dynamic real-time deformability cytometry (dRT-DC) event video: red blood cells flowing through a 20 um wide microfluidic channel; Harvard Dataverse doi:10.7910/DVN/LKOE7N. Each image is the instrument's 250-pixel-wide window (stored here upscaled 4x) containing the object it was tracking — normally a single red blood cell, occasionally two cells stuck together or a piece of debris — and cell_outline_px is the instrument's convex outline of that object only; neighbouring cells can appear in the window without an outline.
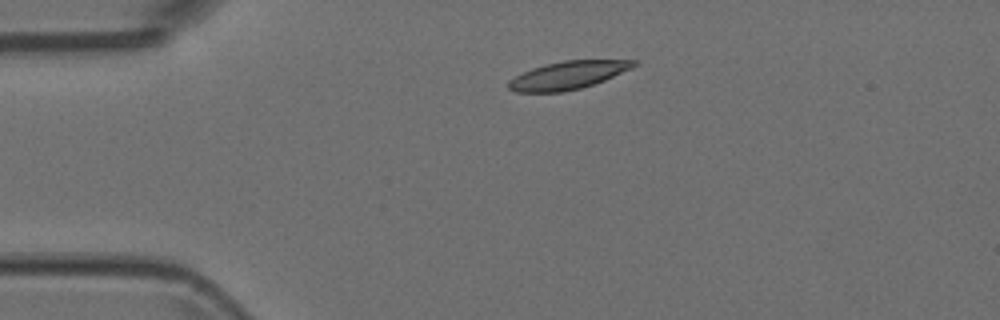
{"species": "Egyptian fruit bat (a non-hibernating species)", "species_latin": "Rousettus aegyptiacus", "temperature_condition": "room temperature", "stored_images_in_passage": 3, "camera_frame_rate_fps": 3000, "um_per_image_px": 0.085, "animal": {"sex": "female"}, "frame": {"image": 1, "passage_image": 2, "time_ms": 0.333, "image_size_px": [1000, 320], "cell_outline_px": [[636, 64], [632, 68], [604, 80], [580, 88], [564, 92], [516, 92], [508, 88], [508, 80], [532, 68], [544, 64], [564, 60], [636, 60]], "centroid_in_image_um": [48.25, 6.39], "position_along_channel_um": 36.8, "area_um2": 20.23}}